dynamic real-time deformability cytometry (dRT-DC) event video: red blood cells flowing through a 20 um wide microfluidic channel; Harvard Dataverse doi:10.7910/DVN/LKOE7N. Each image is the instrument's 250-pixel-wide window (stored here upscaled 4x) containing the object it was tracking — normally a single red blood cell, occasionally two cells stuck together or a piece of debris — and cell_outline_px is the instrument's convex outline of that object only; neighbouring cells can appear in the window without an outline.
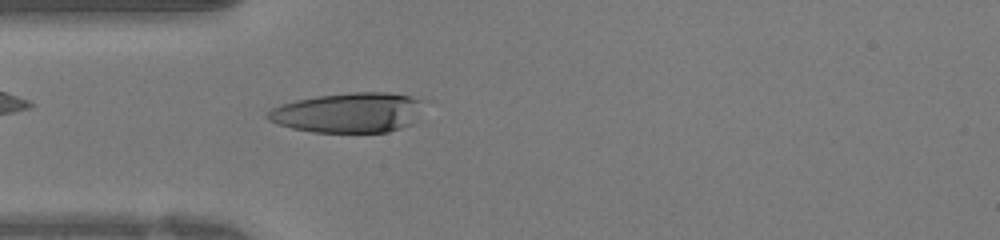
{"species": "human", "species_latin": "Homo sapiens", "temperature_condition": "warm", "stored_images_in_passage": 41, "camera_frame_rate_fps": 3000, "um_per_image_px": 0.085, "donor": {"sex": "female"}, "frame": {"image": 1, "passage_image": 11, "time_ms": 3.333, "image_size_px": [1000, 240], "cell_outline_px": [[428, 100], [412, 124], [388, 132], [312, 132], [292, 128], [268, 120], [264, 116], [272, 108], [280, 104], [296, 100], [316, 96], [352, 92], [388, 92], [412, 96]], "centroid_in_image_um": [29.67, 9.56], "position_along_channel_um": 55.3, "area_um2": 36.76}}
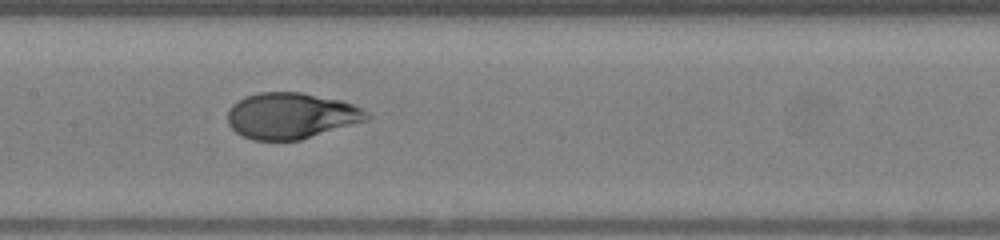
{"frame": {"image": 2, "passage_image": 19, "time_ms": 6.0, "image_size_px": [1000, 240], "cell_outline_px": [[372, 116], [368, 120], [300, 140], [252, 140], [236, 132], [228, 124], [228, 108], [236, 100], [244, 96], [260, 92], [300, 92], [340, 100], [352, 104], [368, 112]], "centroid_in_image_um": [24.73, 9.83], "position_along_channel_um": 182.7, "area_um2": 37.45}}
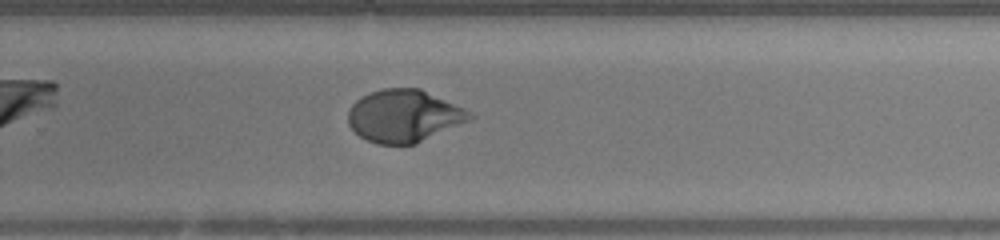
{"frame": {"image": 3, "passage_image": 26, "time_ms": 8.333, "image_size_px": [1000, 240], "cell_outline_px": [[476, 116], [472, 120], [416, 144], [376, 144], [360, 136], [348, 124], [348, 108], [356, 100], [368, 92], [384, 88], [420, 88], [464, 108]], "centroid_in_image_um": [34.35, 9.85], "position_along_channel_um": 295.4, "area_um2": 37.4}}